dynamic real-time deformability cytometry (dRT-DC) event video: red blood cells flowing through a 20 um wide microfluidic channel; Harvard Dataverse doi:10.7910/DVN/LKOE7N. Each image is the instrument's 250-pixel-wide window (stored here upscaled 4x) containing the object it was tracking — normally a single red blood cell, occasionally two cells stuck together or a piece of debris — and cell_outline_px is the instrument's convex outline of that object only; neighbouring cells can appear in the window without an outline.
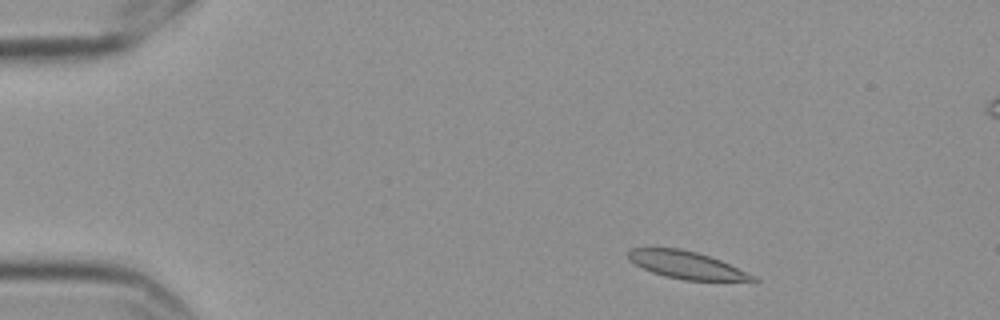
{"species": "Egyptian fruit bat (a non-hibernating species)", "species_latin": "Rousettus aegyptiacus", "temperature_condition": "cold", "stored_images_in_passage": 6, "camera_frame_rate_fps": 3000, "um_per_image_px": 0.085, "frame": {"image": 1, "passage_image": 1, "time_ms": 0.0, "image_size_px": [1000, 320], "cell_outline_px": [[760, 280], [756, 284], [684, 280], [664, 276], [652, 272], [628, 260], [628, 252], [632, 248], [680, 248], [696, 252], [720, 260], [756, 276]], "centroid_in_image_um": [58.54, 22.59], "position_along_channel_um": 26.5, "area_um2": 20.63}}
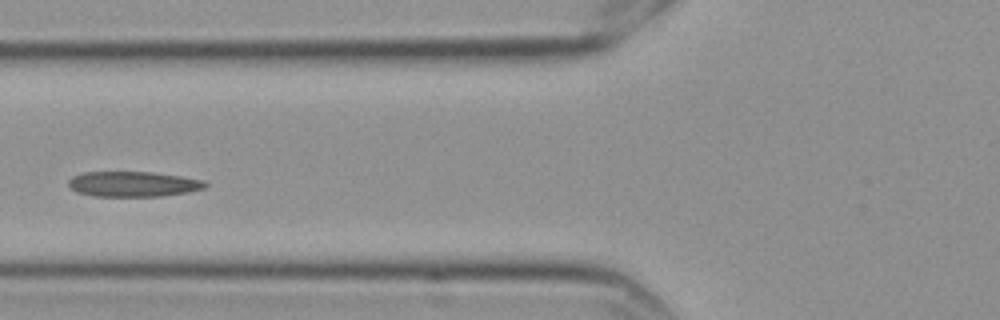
{"frame": {"image": 2, "passage_image": 5, "time_ms": 1.333, "image_size_px": [1000, 320], "cell_outline_px": [[208, 184], [204, 188], [188, 192], [160, 196], [92, 196], [76, 192], [68, 184], [68, 180], [72, 176], [84, 172], [152, 172], [180, 176], [204, 180]], "centroid_in_image_um": [11.3, 15.64], "position_along_channel_um": 114.5, "area_um2": 20.11}}
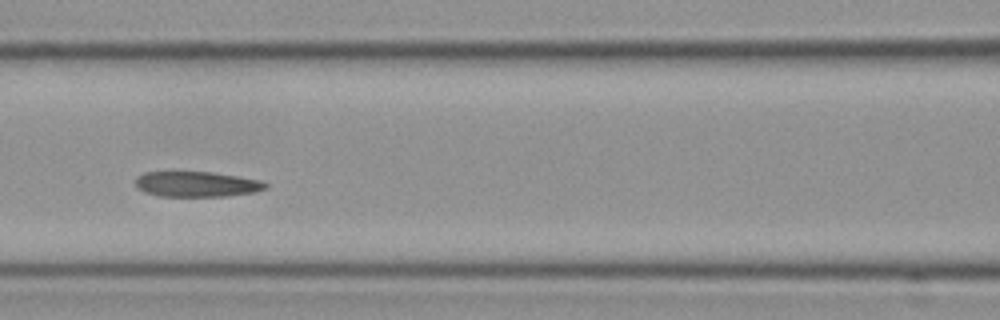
{"frame": {"image": 3, "passage_image": 6, "time_ms": 1.667, "image_size_px": [1000, 320], "cell_outline_px": [[268, 188], [256, 192], [228, 196], [160, 196], [144, 192], [136, 188], [136, 176], [144, 172], [212, 172], [260, 180], [268, 184]], "centroid_in_image_um": [16.72, 15.66], "position_along_channel_um": 149.9, "area_um2": 19.31}}